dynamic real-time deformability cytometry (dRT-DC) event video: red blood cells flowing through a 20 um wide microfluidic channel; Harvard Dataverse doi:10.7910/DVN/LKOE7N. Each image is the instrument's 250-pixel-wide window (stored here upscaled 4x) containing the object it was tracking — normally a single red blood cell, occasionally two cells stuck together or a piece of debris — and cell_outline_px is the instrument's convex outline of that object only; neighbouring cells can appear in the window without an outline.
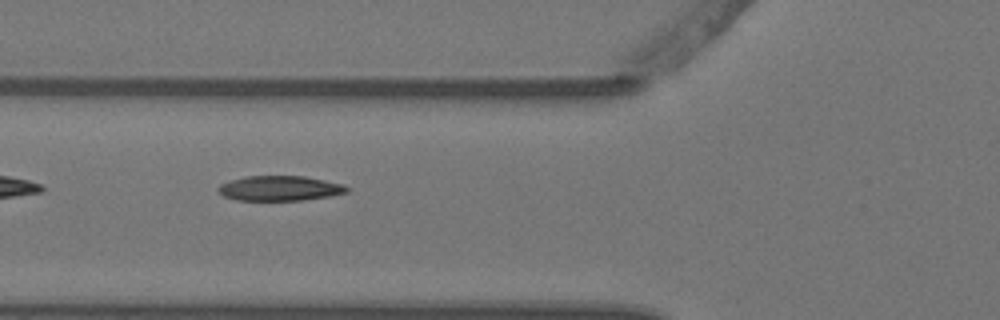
{"species": "Egyptian fruit bat (a non-hibernating species)", "species_latin": "Rousettus aegyptiacus", "temperature_condition": "warm", "stored_images_in_passage": 6, "segment_of_instrument_passage": [2, 2], "camera_frame_rate_fps": 3000, "um_per_image_px": 0.085, "animal": {"sex": "female"}, "frame": {"image": 1, "passage_image": 5, "time_ms": 1.333, "image_size_px": [1000, 320], "cell_outline_px": [[348, 192], [332, 196], [304, 200], [236, 200], [224, 196], [216, 188], [220, 184], [232, 180], [248, 176], [304, 176], [344, 184], [348, 188]], "centroid_in_image_um": [23.81, 16.01], "position_along_channel_um": 102.0, "area_um2": 18.67}}
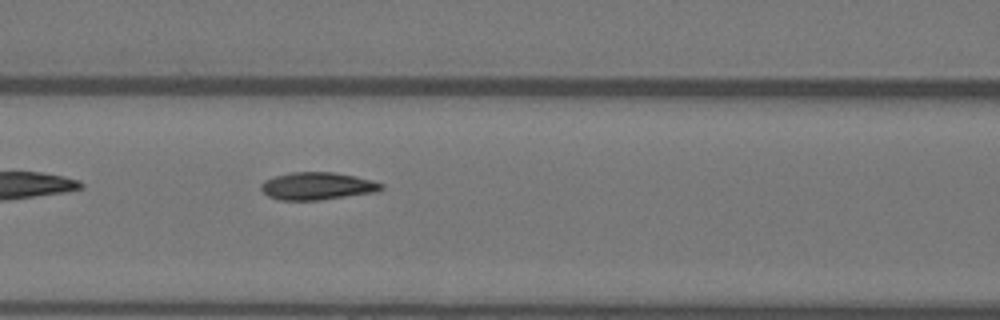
{"frame": {"image": 2, "passage_image": 6, "time_ms": 1.667, "image_size_px": [1000, 320], "cell_outline_px": [[384, 188], [376, 192], [320, 200], [280, 200], [268, 196], [260, 188], [260, 184], [264, 180], [276, 176], [292, 172], [332, 172], [352, 176], [384, 184]], "centroid_in_image_um": [26.93, 15.82], "position_along_channel_um": 139.7, "area_um2": 19.07}}